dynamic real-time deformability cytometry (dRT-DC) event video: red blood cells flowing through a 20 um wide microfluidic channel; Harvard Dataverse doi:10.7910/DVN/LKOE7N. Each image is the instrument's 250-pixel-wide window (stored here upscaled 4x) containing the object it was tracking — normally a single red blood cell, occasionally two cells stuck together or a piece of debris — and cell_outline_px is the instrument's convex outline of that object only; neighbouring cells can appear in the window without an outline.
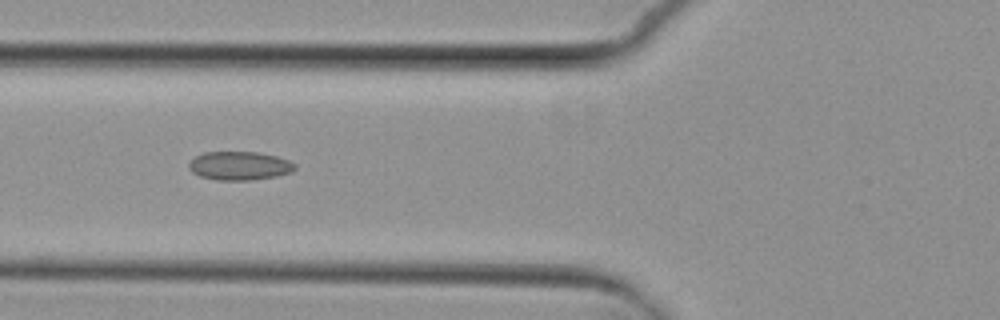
{"species": "common noctule bat (a hibernating species)", "species_latin": "Nyctalus noctula", "temperature_condition": "cold", "stored_images_in_passage": 7, "camera_frame_rate_fps": 3000, "um_per_image_px": 0.085, "animal": {"sex": "female", "body_mass_g": 29.2, "forearm_length_mm": 56.3}, "frame": {"image": 1, "passage_image": 3, "time_ms": 2.333, "image_size_px": [1000, 320], "cell_outline_px": [[296, 168], [292, 172], [276, 176], [252, 180], [216, 180], [200, 176], [192, 172], [188, 168], [188, 164], [196, 156], [204, 152], [256, 152], [276, 156], [288, 160], [296, 164]], "centroid_in_image_um": [20.36, 14.09], "position_along_channel_um": 105.4, "area_um2": 17.69}}
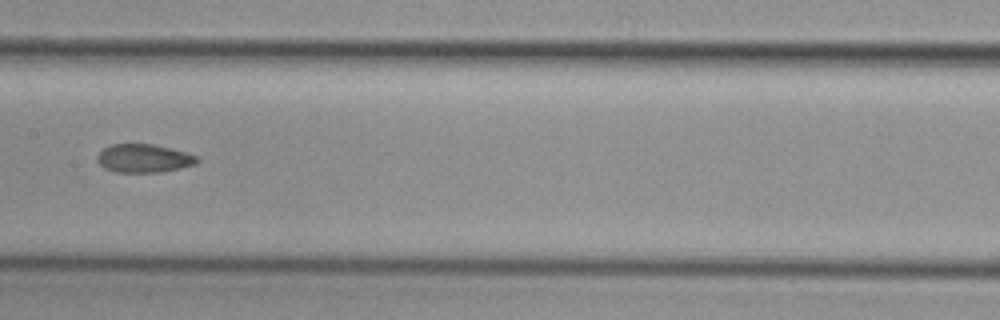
{"frame": {"image": 2, "passage_image": 5, "time_ms": 4.667, "image_size_px": [1000, 320], "cell_outline_px": [[200, 160], [196, 164], [180, 168], [160, 172], [112, 172], [104, 168], [96, 160], [96, 156], [104, 148], [112, 144], [152, 144], [172, 148], [188, 152], [196, 156]], "centroid_in_image_um": [12.23, 13.46], "position_along_channel_um": 195.2, "area_um2": 16.65}}
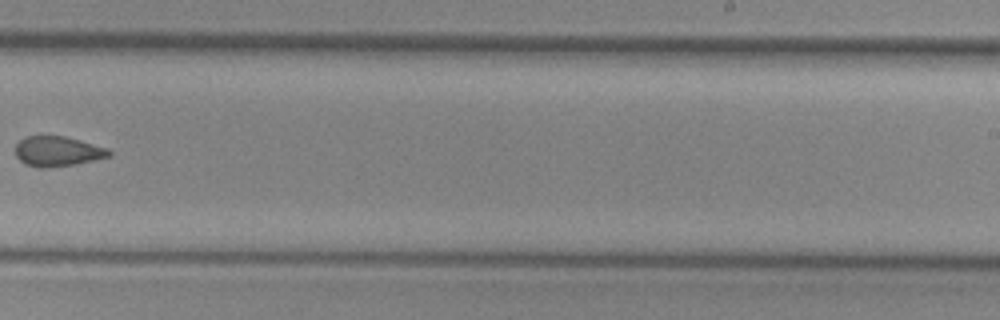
{"frame": {"image": 3, "passage_image": 7, "time_ms": 7.0, "image_size_px": [1000, 320], "cell_outline_px": [[112, 156], [76, 164], [48, 168], [40, 168], [24, 164], [16, 156], [16, 144], [24, 136], [64, 136], [80, 140], [108, 148], [112, 152]], "centroid_in_image_um": [4.91, 12.87], "position_along_channel_um": 284.1, "area_um2": 16.53}}